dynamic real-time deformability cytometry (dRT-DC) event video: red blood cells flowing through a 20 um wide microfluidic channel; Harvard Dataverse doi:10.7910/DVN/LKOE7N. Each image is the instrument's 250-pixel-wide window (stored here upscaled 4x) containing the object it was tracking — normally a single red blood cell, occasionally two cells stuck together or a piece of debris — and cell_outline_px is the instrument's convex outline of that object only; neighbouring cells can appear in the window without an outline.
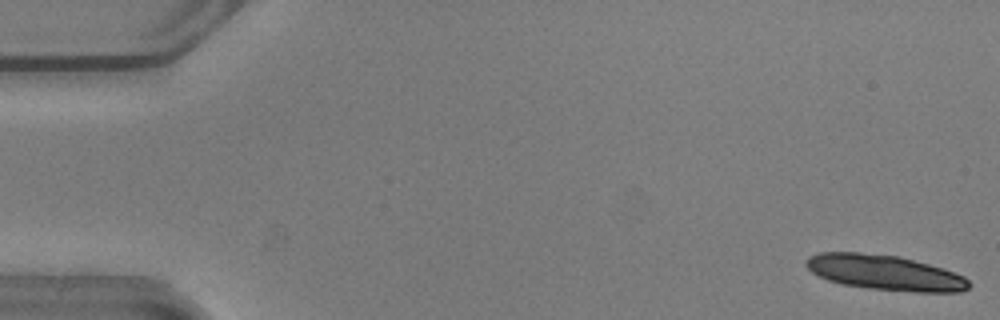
{"species": "common noctule bat (a hibernating species)", "species_latin": "Nyctalus noctula", "temperature_condition": "warm", "stored_images_in_passage": 15, "camera_frame_rate_fps": 3000, "um_per_image_px": 0.085, "animal": {"sex": "male", "body_mass_g": 20.5, "forearm_length_mm": 52.5}, "frame": {"image": 1, "passage_image": 1, "time_ms": 0.0, "image_size_px": [1000, 320], "cell_outline_px": [[972, 284], [968, 288], [960, 292], [912, 292], [868, 288], [840, 284], [828, 280], [812, 272], [804, 264], [804, 260], [808, 256], [820, 252], [860, 252], [900, 256], [944, 268], [964, 276]], "centroid_in_image_um": [75.21, 23.16], "position_along_channel_um": 9.8, "area_um2": 33.7}}